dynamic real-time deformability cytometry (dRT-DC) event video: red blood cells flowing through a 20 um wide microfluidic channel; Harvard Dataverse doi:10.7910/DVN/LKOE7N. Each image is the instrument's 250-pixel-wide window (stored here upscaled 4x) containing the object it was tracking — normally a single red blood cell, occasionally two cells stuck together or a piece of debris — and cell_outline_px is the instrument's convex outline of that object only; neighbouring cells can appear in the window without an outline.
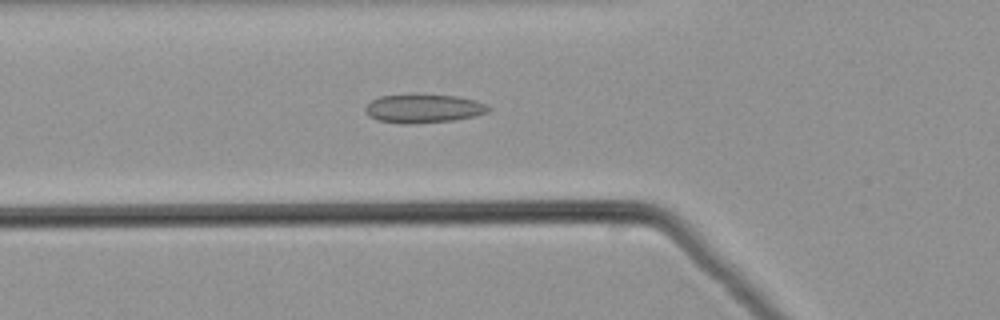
{"species": "common noctule bat (a hibernating species)", "species_latin": "Nyctalus noctula", "temperature_condition": "warm", "stored_images_in_passage": 50, "camera_frame_rate_fps": 3000, "um_per_image_px": 0.085, "animal": {"sex": "male", "body_mass_g": 21.5, "forearm_length_mm": 52.0}, "frame": {"image": 1, "passage_image": 18, "time_ms": 5.667, "image_size_px": [1000, 320], "cell_outline_px": [[492, 108], [488, 112], [472, 116], [452, 120], [412, 124], [400, 124], [376, 120], [368, 116], [364, 112], [364, 108], [372, 100], [380, 96], [408, 92], [412, 92], [456, 96], [472, 100], [484, 104]], "centroid_in_image_um": [35.9, 9.19], "position_along_channel_um": 89.9, "area_um2": 21.15}}
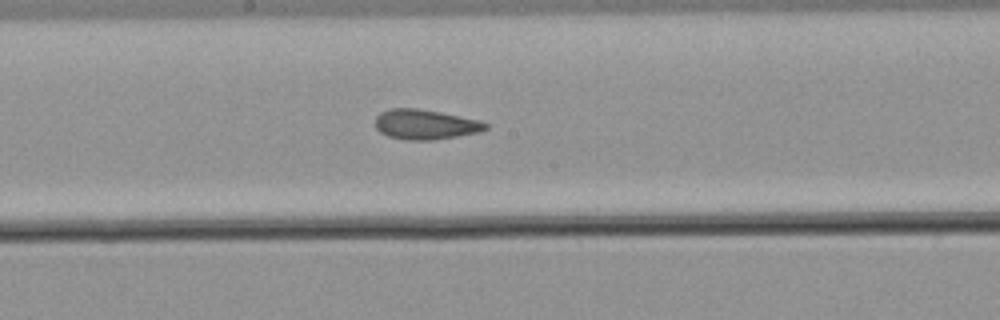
{"frame": {"image": 2, "passage_image": 27, "time_ms": 8.667, "image_size_px": [1000, 320], "cell_outline_px": [[488, 128], [480, 132], [432, 140], [404, 140], [388, 136], [380, 132], [376, 128], [376, 116], [380, 112], [388, 108], [416, 108], [440, 112], [480, 120], [488, 124]], "centroid_in_image_um": [36.14, 10.57], "position_along_channel_um": 212.1, "area_um2": 19.31}}
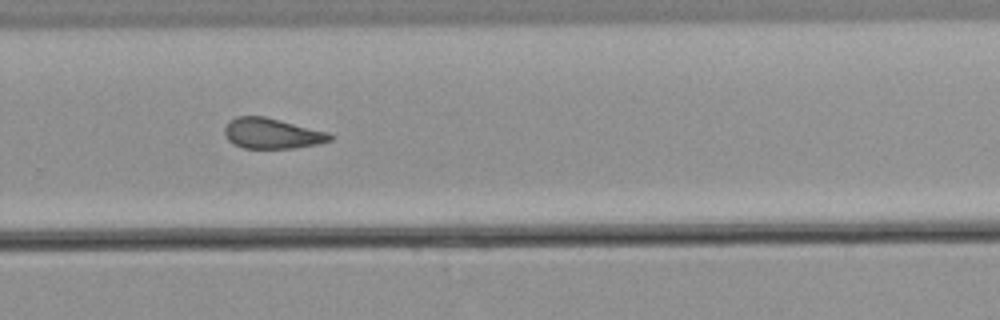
{"frame": {"image": 3, "passage_image": 34, "time_ms": 11.0, "image_size_px": [1000, 320], "cell_outline_px": [[336, 136], [332, 140], [320, 144], [296, 148], [244, 148], [228, 140], [224, 132], [224, 128], [236, 116], [264, 116], [328, 132]], "centroid_in_image_um": [23.18, 11.35], "position_along_channel_um": 306.6, "area_um2": 18.67}}